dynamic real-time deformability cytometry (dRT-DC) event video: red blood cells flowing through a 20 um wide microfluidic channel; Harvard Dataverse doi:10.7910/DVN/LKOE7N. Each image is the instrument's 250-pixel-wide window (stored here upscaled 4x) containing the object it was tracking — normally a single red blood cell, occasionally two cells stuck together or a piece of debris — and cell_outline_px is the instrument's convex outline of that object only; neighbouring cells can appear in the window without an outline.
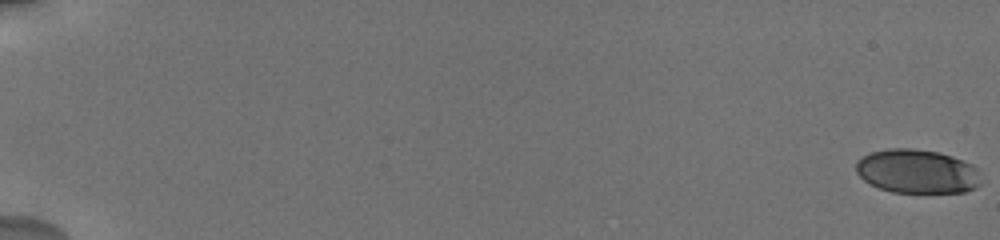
{"species": "human", "species_latin": "Homo sapiens", "temperature_condition": "cold", "stored_images_in_passage": 55, "camera_frame_rate_fps": 3000, "um_per_image_px": 0.085, "donor": {"sex": "male"}, "frame": {"image": 1, "passage_image": 1, "time_ms": 0.0, "image_size_px": [1000, 240], "cell_outline_px": [[980, 184], [976, 188], [964, 192], [892, 192], [880, 188], [864, 180], [856, 172], [856, 160], [872, 152], [888, 148], [912, 148], [936, 152], [952, 156], [972, 164], [976, 168]], "centroid_in_image_um": [77.94, 14.56], "position_along_channel_um": 7.1, "area_um2": 31.79}}
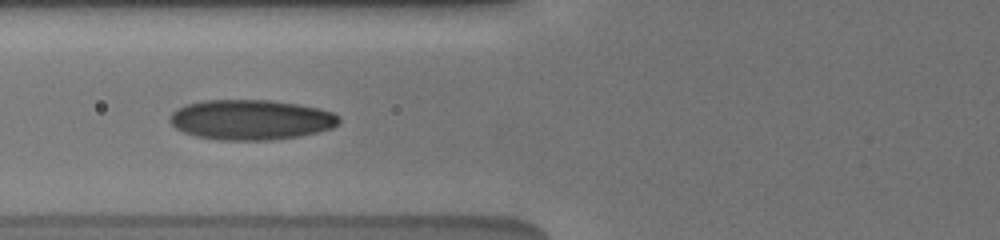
{"frame": {"image": 2, "passage_image": 38, "time_ms": 8.333, "image_size_px": [1000, 240], "cell_outline_px": [[340, 124], [332, 128], [320, 132], [300, 136], [272, 140], [216, 140], [196, 136], [184, 132], [176, 128], [168, 120], [168, 116], [176, 108], [184, 104], [204, 100], [268, 100], [296, 104], [320, 108], [332, 112], [340, 116]], "centroid_in_image_um": [21.32, 10.18], "position_along_channel_um": 104.5, "area_um2": 40.0}}
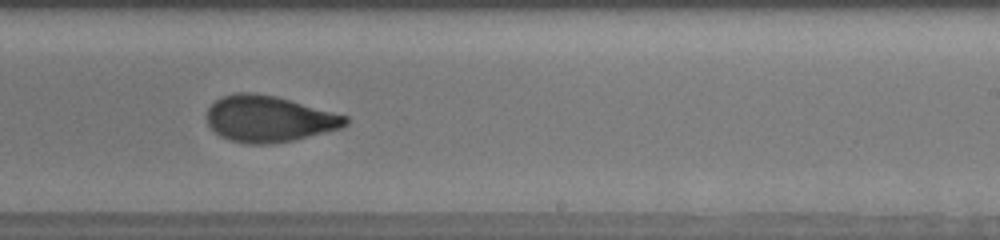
{"frame": {"image": 3, "passage_image": 54, "time_ms": 12.667, "image_size_px": [1000, 240], "cell_outline_px": [[348, 124], [340, 128], [292, 140], [272, 144], [244, 144], [220, 136], [208, 124], [208, 108], [216, 100], [224, 96], [236, 92], [256, 92], [276, 96], [348, 116]], "centroid_in_image_um": [22.85, 10.1], "position_along_channel_um": 266.1, "area_um2": 37.11}}